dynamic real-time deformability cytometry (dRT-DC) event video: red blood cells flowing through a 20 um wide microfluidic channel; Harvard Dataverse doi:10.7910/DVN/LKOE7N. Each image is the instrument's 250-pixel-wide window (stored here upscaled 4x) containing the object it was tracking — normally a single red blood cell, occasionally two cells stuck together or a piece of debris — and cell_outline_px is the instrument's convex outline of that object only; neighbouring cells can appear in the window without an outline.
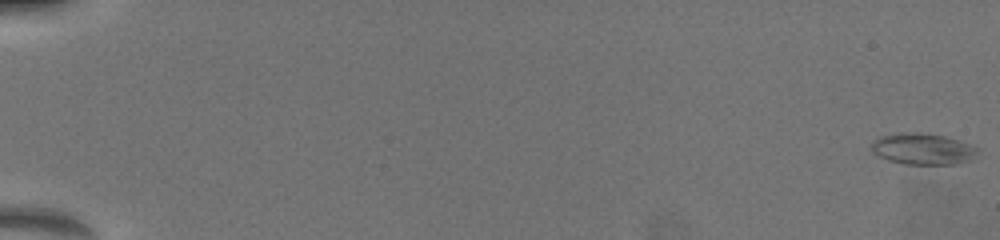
{"species": "common noctule bat (a hibernating species)", "species_latin": "Nyctalus noctula", "temperature_condition": "warm", "stored_images_in_passage": 86, "camera_frame_rate_fps": 3000, "um_per_image_px": 0.085, "animal": {"sex": "female", "body_mass_g": 19.5, "forearm_length_mm": 54.1}, "frame": {"image": 1, "passage_image": 1, "time_ms": 0.0, "image_size_px": [1000, 240], "cell_outline_px": [[980, 148], [972, 156], [964, 160], [952, 164], [908, 164], [892, 160], [880, 156], [872, 148], [872, 144], [880, 136], [944, 136], [976, 144]], "centroid_in_image_um": [78.55, 12.7], "position_along_channel_um": 6.4, "area_um2": 17.74}}
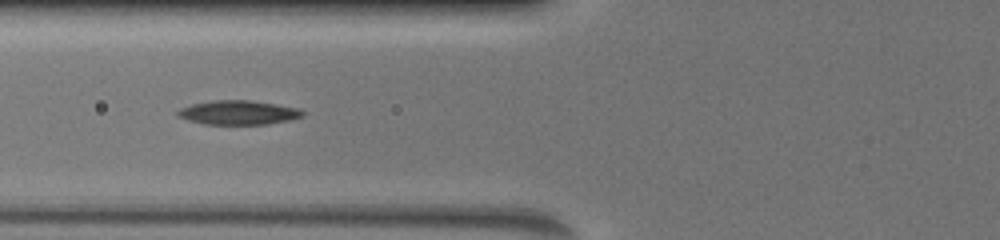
{"frame": {"image": 2, "passage_image": 40, "time_ms": 8.0, "image_size_px": [1000, 240], "cell_outline_px": [[304, 116], [288, 120], [268, 124], [204, 124], [188, 120], [176, 116], [176, 112], [180, 108], [192, 104], [212, 100], [248, 100], [276, 104], [300, 108], [304, 112]], "centroid_in_image_um": [20.25, 9.56], "position_along_channel_um": 105.6, "area_um2": 17.63}}
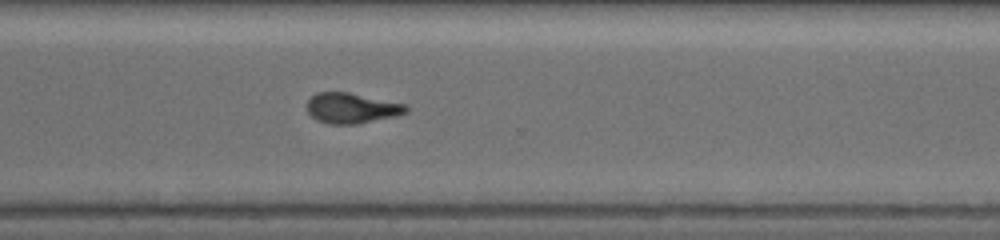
{"frame": {"image": 3, "passage_image": 85, "time_ms": 14.0, "image_size_px": [1000, 240], "cell_outline_px": [[408, 112], [396, 116], [356, 124], [328, 124], [316, 120], [308, 112], [308, 100], [316, 92], [348, 92], [408, 104]], "centroid_in_image_um": [29.92, 9.19], "position_along_channel_um": 340.7, "area_um2": 17.63}}